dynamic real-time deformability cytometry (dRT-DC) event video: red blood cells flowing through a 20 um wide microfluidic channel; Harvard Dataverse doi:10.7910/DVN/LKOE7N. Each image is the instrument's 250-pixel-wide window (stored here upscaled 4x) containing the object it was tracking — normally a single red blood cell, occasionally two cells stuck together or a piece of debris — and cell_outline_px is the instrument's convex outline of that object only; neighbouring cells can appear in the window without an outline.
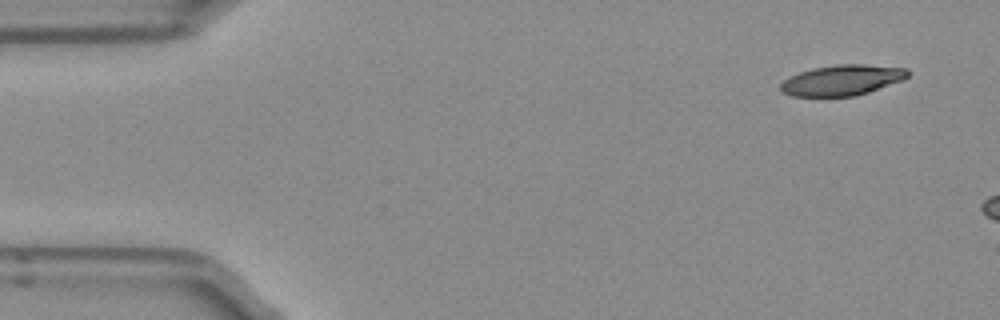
{"species": "Egyptian fruit bat (a non-hibernating species)", "species_latin": "Rousettus aegyptiacus", "temperature_condition": "room temperature", "stored_images_in_passage": 9, "camera_frame_rate_fps": 3000, "um_per_image_px": 0.085, "frame": {"image": 1, "passage_image": 1, "time_ms": 0.0, "image_size_px": [1000, 320], "cell_outline_px": [[908, 76], [904, 80], [856, 96], [792, 96], [784, 92], [780, 88], [780, 84], [784, 80], [800, 72], [812, 68], [836, 64], [864, 64], [908, 68]], "centroid_in_image_um": [71.61, 6.8], "position_along_channel_um": 13.4, "area_um2": 22.6}}